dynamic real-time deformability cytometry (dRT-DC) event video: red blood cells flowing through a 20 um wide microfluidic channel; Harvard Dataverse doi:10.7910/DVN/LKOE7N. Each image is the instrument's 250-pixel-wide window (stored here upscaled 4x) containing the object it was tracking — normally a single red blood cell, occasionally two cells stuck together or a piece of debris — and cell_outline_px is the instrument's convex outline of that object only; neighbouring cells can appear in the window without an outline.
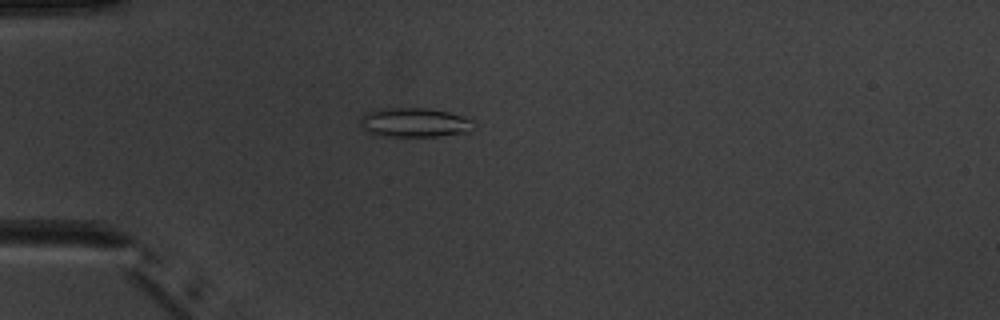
{"species": "common noctule bat (a hibernating species)", "species_latin": "Nyctalus noctula", "temperature_condition": "warm", "stored_images_in_passage": 4, "camera_frame_rate_fps": 3000, "um_per_image_px": 0.085, "animal": {"sex": "male", "body_mass_g": 20.1, "forearm_length_mm": 53.5}, "frame": {"image": 1, "passage_image": 4, "time_ms": 3.667, "image_size_px": [1000, 320], "cell_outline_px": [[472, 120], [468, 132], [436, 136], [388, 136], [368, 132], [360, 124], [360, 116], [364, 112], [384, 108], [428, 108], [448, 112]], "centroid_in_image_um": [35.15, 10.4], "position_along_channel_um": 49.9, "area_um2": 19.02}}